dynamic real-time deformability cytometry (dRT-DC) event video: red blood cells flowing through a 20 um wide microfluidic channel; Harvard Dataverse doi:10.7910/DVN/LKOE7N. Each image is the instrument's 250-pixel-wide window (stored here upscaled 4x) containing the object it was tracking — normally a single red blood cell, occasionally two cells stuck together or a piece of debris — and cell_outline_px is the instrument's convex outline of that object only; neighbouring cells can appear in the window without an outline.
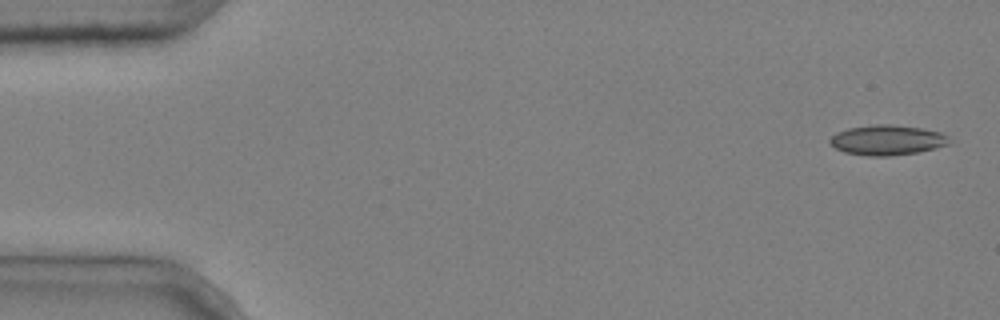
{"species": "common noctule bat (a hibernating species)", "species_latin": "Nyctalus noctula", "temperature_condition": "cold", "stored_images_in_passage": 5, "camera_frame_rate_fps": 3000, "um_per_image_px": 0.085, "animal": {"sex": "male", "body_mass_g": 20.4}, "frame": {"image": 1, "passage_image": 1, "time_ms": 0.0, "image_size_px": [1000, 320], "cell_outline_px": [[948, 144], [936, 148], [916, 152], [888, 156], [868, 156], [844, 152], [836, 148], [828, 140], [836, 132], [848, 128], [872, 124], [888, 124], [920, 128], [940, 132], [948, 136]], "centroid_in_image_um": [75.38, 11.9], "position_along_channel_um": 9.6, "area_um2": 20.75}}
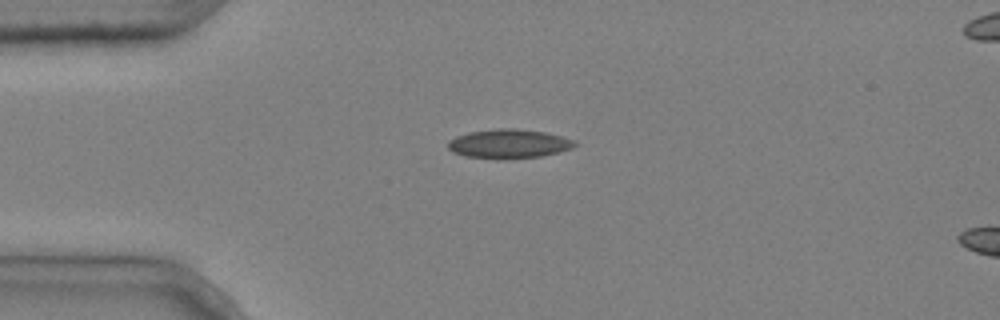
{"frame": {"image": 2, "passage_image": 4, "time_ms": 1.0, "image_size_px": [1000, 320], "cell_outline_px": [[576, 144], [572, 148], [560, 152], [540, 156], [504, 160], [500, 160], [464, 156], [452, 152], [448, 148], [448, 140], [456, 136], [468, 132], [496, 128], [512, 128], [544, 132], [576, 140]], "centroid_in_image_um": [43.22, 12.23], "position_along_channel_um": 41.8, "area_um2": 21.79}}